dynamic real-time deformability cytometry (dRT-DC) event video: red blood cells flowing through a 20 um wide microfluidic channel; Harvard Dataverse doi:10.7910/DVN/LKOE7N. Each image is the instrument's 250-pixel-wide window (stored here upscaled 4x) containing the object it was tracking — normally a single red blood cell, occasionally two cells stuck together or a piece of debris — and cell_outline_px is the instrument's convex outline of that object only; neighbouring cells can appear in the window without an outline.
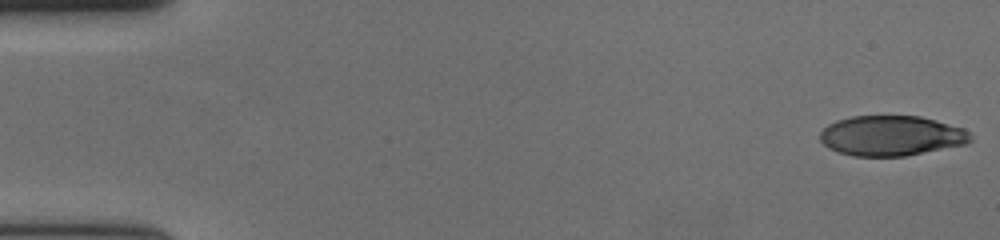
{"species": "human", "species_latin": "Homo sapiens", "temperature_condition": "cold", "stored_images_in_passage": 57, "camera_frame_rate_fps": 3000, "um_per_image_px": 0.085, "donor": {"sex": "female"}, "frame": {"image": 1, "passage_image": 1, "time_ms": 0.0, "image_size_px": [1000, 240], "cell_outline_px": [[972, 140], [968, 144], [904, 156], [852, 156], [828, 148], [820, 140], [820, 132], [828, 124], [836, 120], [852, 116], [920, 116], [936, 120], [964, 128], [972, 136]], "centroid_in_image_um": [75.78, 11.53], "position_along_channel_um": 9.2, "area_um2": 35.32}}
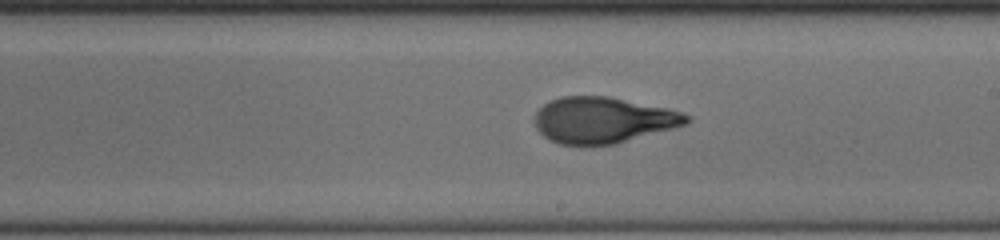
{"frame": {"image": 2, "passage_image": 33, "time_ms": 10.667, "image_size_px": [1000, 240], "cell_outline_px": [[692, 120], [688, 124], [616, 144], [584, 148], [580, 148], [560, 144], [548, 140], [536, 128], [536, 112], [548, 100], [560, 96], [608, 96], [668, 108], [684, 112], [692, 116]], "centroid_in_image_um": [51.27, 10.24], "position_along_channel_um": 237.7, "area_um2": 41.79}}
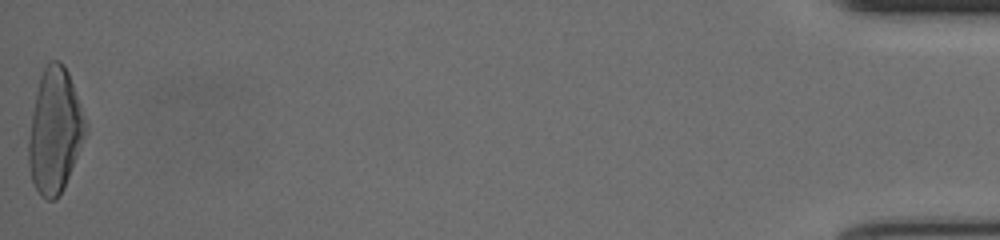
{"frame": {"image": 3, "passage_image": 57, "time_ms": 18.667, "image_size_px": [1000, 240], "cell_outline_px": [[88, 124], [84, 136], [64, 188], [56, 200], [48, 200], [40, 196], [32, 180], [28, 164], [28, 140], [32, 112], [36, 92], [40, 76], [44, 68], [52, 60], [56, 60], [64, 64], [68, 72]], "centroid_in_image_um": [4.65, 11.13], "position_along_channel_um": 430.6, "area_um2": 40.98}, "authors_computed_cell_mechanics": {"area_um2": 39.9398, "velocity_mm_per_s": 3.6618, "shape_relaxation_time_tau1_ms": 5.9812, "shape_relaxation_time_tau2_ms": 1.018, "deformation_change_tau1": 0.2429, "deformation_change_tau2": 0.0842}}